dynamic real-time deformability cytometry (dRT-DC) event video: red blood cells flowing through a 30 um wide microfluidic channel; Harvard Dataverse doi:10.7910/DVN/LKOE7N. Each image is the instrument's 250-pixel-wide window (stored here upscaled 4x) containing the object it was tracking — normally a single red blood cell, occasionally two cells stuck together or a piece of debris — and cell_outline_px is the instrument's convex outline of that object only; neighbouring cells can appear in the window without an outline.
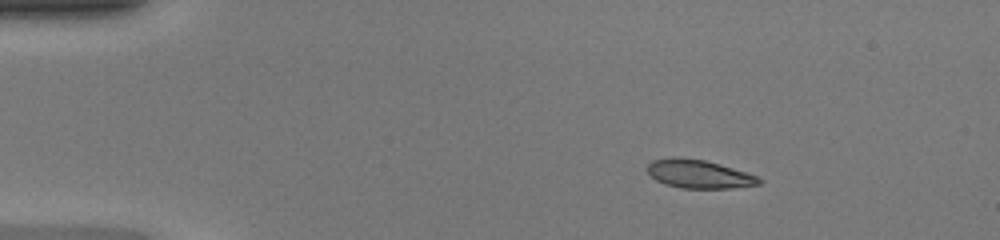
{"species": "common noctule bat (a hibernating species)", "species_latin": "Nyctalus noctula", "temperature_condition": "warm", "stored_images_in_passage": 41, "camera_frame_rate_fps": 3000, "um_per_image_px": 0.085, "animal": {"sex": "female", "body_mass_g": 20.0, "forearm_length_mm": 54.0}, "frame": {"image": 1, "passage_image": 1, "time_ms": 0.0, "image_size_px": [1000, 240], "cell_outline_px": [[764, 180], [760, 184], [732, 188], [680, 188], [664, 184], [656, 180], [644, 168], [652, 160], [672, 156], [704, 160], [720, 164], [748, 172]], "centroid_in_image_um": [59.39, 14.78], "position_along_channel_um": 25.6, "area_um2": 18.73}}
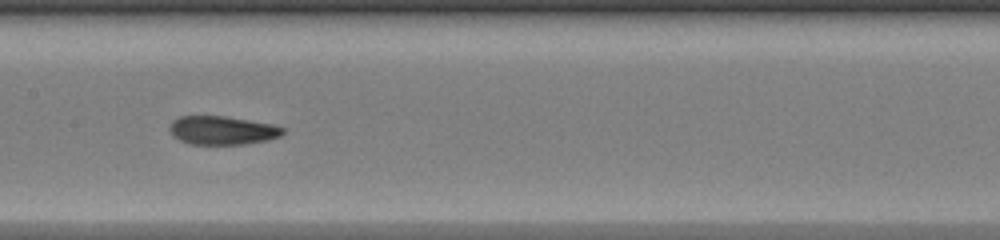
{"frame": {"image": 2, "passage_image": 18, "time_ms": 5.667, "image_size_px": [1000, 240], "cell_outline_px": [[284, 132], [280, 136], [268, 140], [244, 144], [192, 144], [180, 140], [172, 136], [168, 128], [168, 124], [172, 120], [180, 116], [224, 116], [272, 124], [284, 128]], "centroid_in_image_um": [18.85, 11.07], "position_along_channel_um": 188.6, "area_um2": 18.9}}
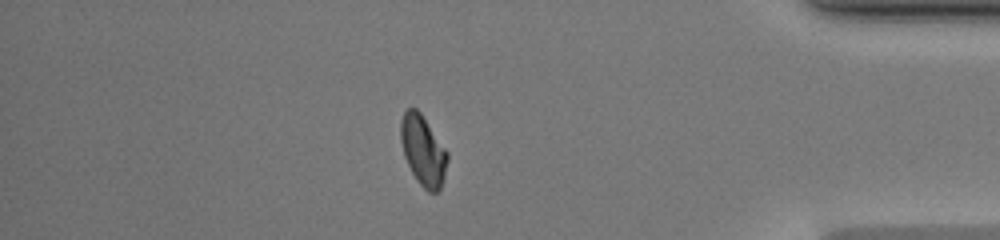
{"frame": {"image": 3, "passage_image": 35, "time_ms": 11.333, "image_size_px": [1000, 240], "cell_outline_px": [[448, 160], [444, 176], [440, 188], [436, 192], [428, 192], [416, 180], [404, 156], [400, 140], [400, 120], [404, 112], [408, 108], [416, 108], [420, 112], [448, 152]], "centroid_in_image_um": [35.95, 12.78], "position_along_channel_um": 399.3, "area_um2": 19.02}, "authors_computed_cell_mechanics": {"area_um2": 19.1896, "velocity_mm_per_s": 4.309, "shape_relaxation_time_tau1_ms": null, "shape_relaxation_time_tau2_ms": 1.351, "deformation_change_tau1": null, "deformation_change_tau2": 0.0504}}